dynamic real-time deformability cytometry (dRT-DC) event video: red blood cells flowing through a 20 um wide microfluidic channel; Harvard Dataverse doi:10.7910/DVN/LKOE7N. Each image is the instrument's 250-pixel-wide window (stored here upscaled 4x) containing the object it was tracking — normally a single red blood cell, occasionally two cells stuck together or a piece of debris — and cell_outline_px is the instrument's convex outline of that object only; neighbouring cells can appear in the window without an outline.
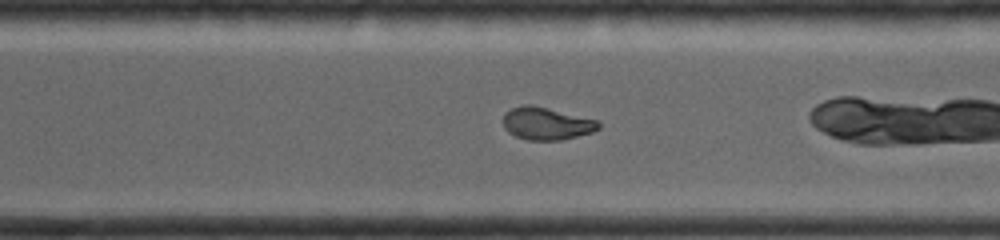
{"species": "common noctule bat (a hibernating species)", "species_latin": "Nyctalus noctula", "temperature_condition": "room temperature", "stored_images_in_passage": 37, "camera_frame_rate_fps": 4000, "um_per_image_px": 0.085, "animal": {"sex": "female", "body_mass_g": 19.0, "forearm_length_mm": 56.7}, "frame": {"image": 1, "passage_image": 22, "time_ms": 5.25, "image_size_px": [1000, 240], "cell_outline_px": [[600, 128], [592, 132], [560, 140], [528, 140], [516, 136], [508, 132], [504, 128], [504, 112], [512, 108], [524, 104], [532, 104], [600, 120]], "centroid_in_image_um": [46.46, 10.48], "position_along_channel_um": 324.1, "area_um2": 18.21}}